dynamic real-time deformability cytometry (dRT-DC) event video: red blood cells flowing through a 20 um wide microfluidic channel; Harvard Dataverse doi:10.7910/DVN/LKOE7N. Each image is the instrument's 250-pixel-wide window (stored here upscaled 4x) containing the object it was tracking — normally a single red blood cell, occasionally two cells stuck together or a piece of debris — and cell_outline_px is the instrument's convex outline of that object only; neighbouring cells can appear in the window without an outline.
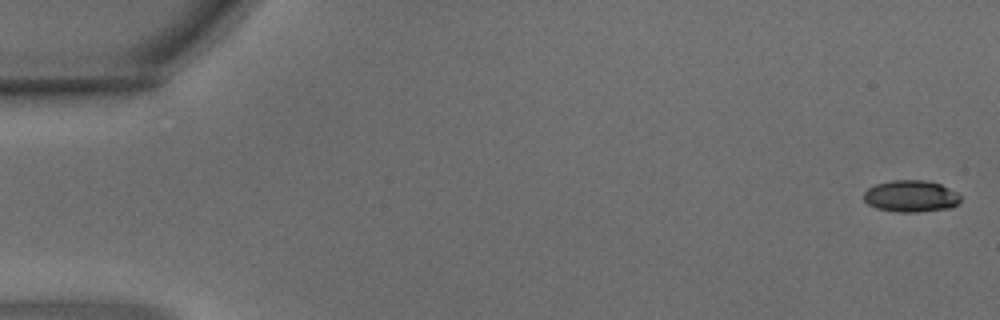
{"species": "common noctule bat (a hibernating species)", "species_latin": "Nyctalus noctula", "temperature_condition": "warm", "stored_images_in_passage": 6, "camera_frame_rate_fps": 3000, "um_per_image_px": 0.085, "animal": {"sex": "male", "body_mass_g": 15.6}, "frame": {"image": 1, "passage_image": 1, "time_ms": 0.0, "image_size_px": [1000, 320], "cell_outline_px": [[960, 200], [952, 208], [916, 212], [900, 212], [876, 208], [868, 204], [864, 200], [864, 192], [868, 188], [876, 184], [892, 180], [924, 180], [940, 184], [956, 192], [960, 196]], "centroid_in_image_um": [77.41, 16.67], "position_along_channel_um": 7.6, "area_um2": 17.8}}
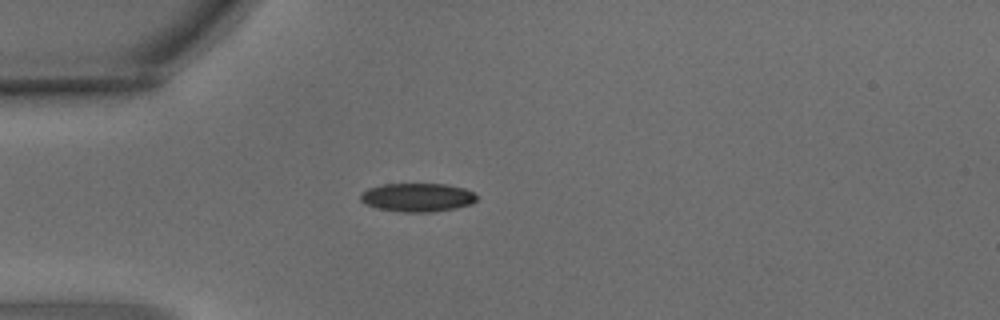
{"frame": {"image": 2, "passage_image": 5, "time_ms": 1.333, "image_size_px": [1000, 320], "cell_outline_px": [[476, 200], [472, 204], [456, 208], [432, 212], [404, 212], [376, 208], [364, 204], [360, 200], [360, 192], [368, 188], [384, 184], [444, 184], [464, 188], [472, 192], [476, 196]], "centroid_in_image_um": [35.44, 16.78], "position_along_channel_um": 49.6, "area_um2": 19.42}}